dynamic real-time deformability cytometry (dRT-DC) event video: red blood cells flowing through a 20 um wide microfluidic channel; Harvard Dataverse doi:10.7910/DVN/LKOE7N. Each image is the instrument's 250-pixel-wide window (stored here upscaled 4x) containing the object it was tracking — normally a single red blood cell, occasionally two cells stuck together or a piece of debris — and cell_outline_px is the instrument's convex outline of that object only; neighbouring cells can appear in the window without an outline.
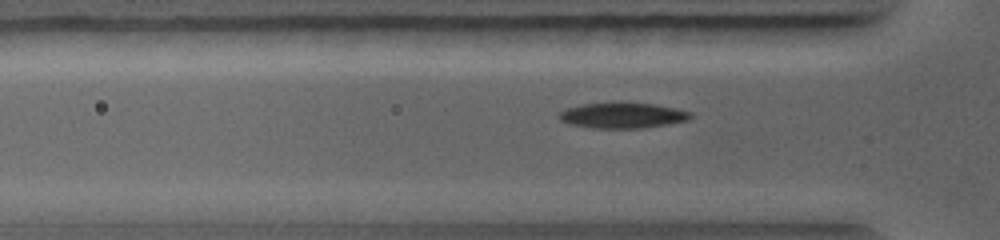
{"species": "common noctule bat (a hibernating species)", "species_latin": "Nyctalus noctula", "temperature_condition": "warm", "stored_images_in_passage": 50, "camera_frame_rate_fps": 5000, "um_per_image_px": 0.085, "animal": {"sex": "female", "body_mass_g": 19.0, "forearm_length_mm": 56.7}, "frame": {"image": 1, "passage_image": 17, "time_ms": 2.6, "image_size_px": [1000, 240], "cell_outline_px": [[692, 116], [688, 120], [640, 128], [592, 128], [568, 124], [560, 120], [560, 112], [568, 108], [584, 104], [656, 104], [692, 112]], "centroid_in_image_um": [52.91, 9.83], "position_along_channel_um": 72.9, "area_um2": 18.9}}
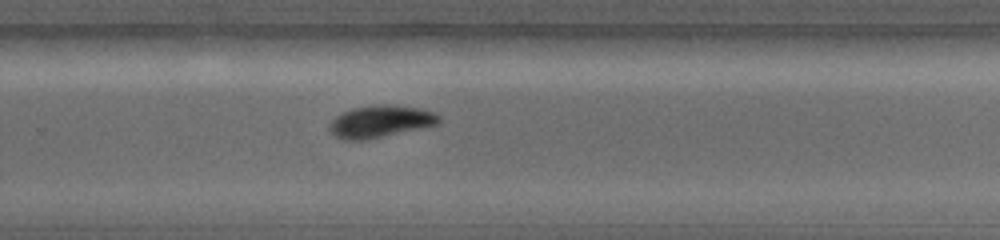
{"frame": {"image": 2, "passage_image": 32, "time_ms": 7.0, "image_size_px": [1000, 240], "cell_outline_px": [[440, 120], [436, 124], [420, 128], [364, 140], [344, 140], [336, 136], [328, 128], [332, 120], [336, 116], [352, 108], [372, 104], [392, 104], [420, 108], [432, 112], [440, 116]], "centroid_in_image_um": [32.31, 10.3], "position_along_channel_um": 297.5, "area_um2": 20.29}}
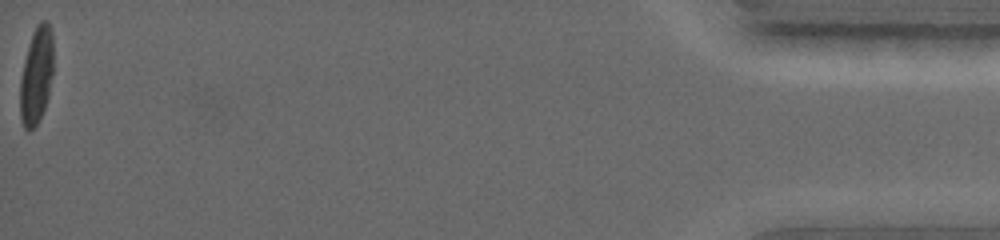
{"frame": {"image": 3, "passage_image": 50, "time_ms": 12.4, "image_size_px": [1000, 240], "cell_outline_px": [[52, 76], [48, 96], [44, 108], [36, 124], [28, 132], [24, 128], [20, 120], [20, 80], [24, 60], [36, 24], [40, 20], [44, 20], [48, 24], [52, 32]], "centroid_in_image_um": [3.08, 6.43], "position_along_channel_um": 432.1, "area_um2": 18.55}}